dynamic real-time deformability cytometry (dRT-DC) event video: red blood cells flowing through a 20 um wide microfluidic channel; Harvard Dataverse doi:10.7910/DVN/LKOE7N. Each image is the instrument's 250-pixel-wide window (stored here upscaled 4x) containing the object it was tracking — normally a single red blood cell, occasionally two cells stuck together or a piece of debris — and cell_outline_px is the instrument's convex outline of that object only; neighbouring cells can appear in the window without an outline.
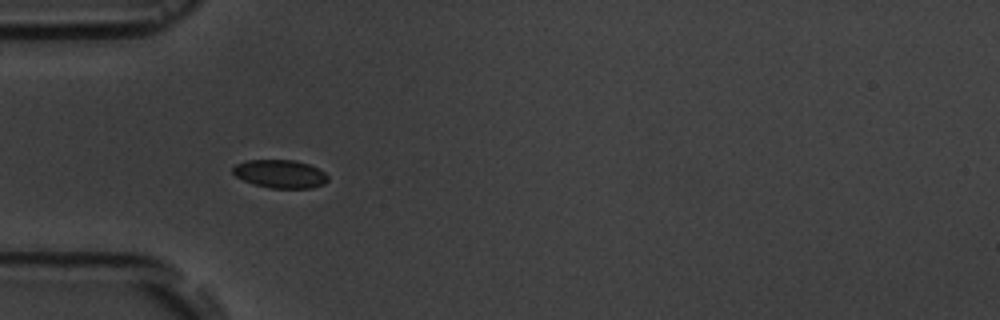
{"species": "common noctule bat (a hibernating species)", "species_latin": "Nyctalus noctula", "temperature_condition": "room temperature", "stored_images_in_passage": 6, "camera_frame_rate_fps": 3000, "um_per_image_px": 0.085, "animal": {"sex": "male", "body_mass_g": 19.5, "forearm_length_mm": 54.6}, "frame": {"image": 1, "passage_image": 5, "time_ms": 4.667, "image_size_px": [1000, 320], "cell_outline_px": [[328, 180], [324, 184], [312, 188], [272, 188], [252, 184], [236, 176], [232, 172], [232, 168], [236, 164], [248, 160], [296, 160], [308, 164], [324, 172], [328, 176]], "centroid_in_image_um": [23.81, 14.78], "position_along_channel_um": 61.2, "area_um2": 15.61}}
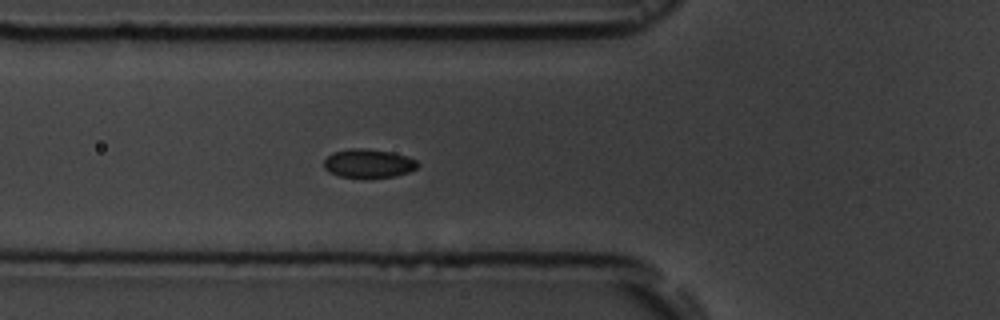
{"frame": {"image": 2, "passage_image": 6, "time_ms": 5.667, "image_size_px": [1000, 320], "cell_outline_px": [[420, 164], [416, 168], [408, 172], [396, 176], [340, 176], [328, 172], [324, 168], [324, 160], [332, 152], [352, 148], [364, 148], [392, 152], [408, 156], [416, 160]], "centroid_in_image_um": [31.32, 13.86], "position_along_channel_um": 94.5, "area_um2": 15.43}}